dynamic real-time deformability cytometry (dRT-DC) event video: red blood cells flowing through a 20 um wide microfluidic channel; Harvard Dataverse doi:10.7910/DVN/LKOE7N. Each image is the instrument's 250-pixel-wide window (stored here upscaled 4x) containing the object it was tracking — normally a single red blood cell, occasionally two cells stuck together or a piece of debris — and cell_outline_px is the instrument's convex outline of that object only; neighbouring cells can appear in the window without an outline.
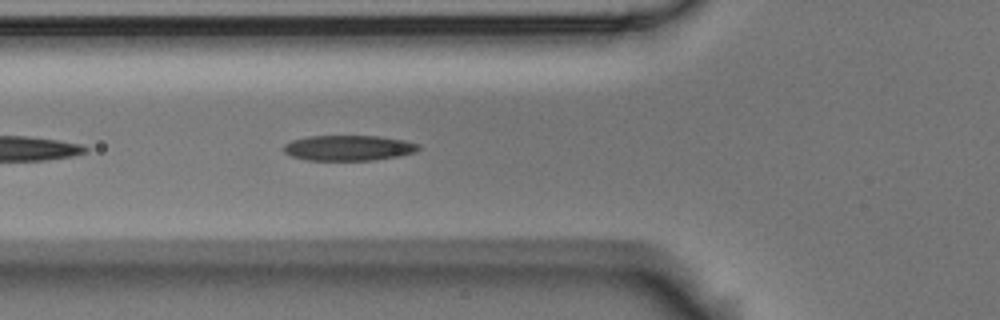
{"species": "Egyptian fruit bat (a non-hibernating species)", "species_latin": "Rousettus aegyptiacus", "temperature_condition": "room temperature", "stored_images_in_passage": 4, "camera_frame_rate_fps": 3000, "um_per_image_px": 0.085, "animal": {"sex": "male"}, "frame": {"image": 1, "passage_image": 4, "time_ms": 1.0, "image_size_px": [1000, 320], "cell_outline_px": [[420, 148], [416, 152], [400, 156], [372, 160], [308, 160], [292, 156], [284, 152], [284, 144], [292, 140], [308, 136], [380, 136], [404, 140], [420, 144]], "centroid_in_image_um": [29.66, 12.57], "position_along_channel_um": 96.1, "area_um2": 20.0}}